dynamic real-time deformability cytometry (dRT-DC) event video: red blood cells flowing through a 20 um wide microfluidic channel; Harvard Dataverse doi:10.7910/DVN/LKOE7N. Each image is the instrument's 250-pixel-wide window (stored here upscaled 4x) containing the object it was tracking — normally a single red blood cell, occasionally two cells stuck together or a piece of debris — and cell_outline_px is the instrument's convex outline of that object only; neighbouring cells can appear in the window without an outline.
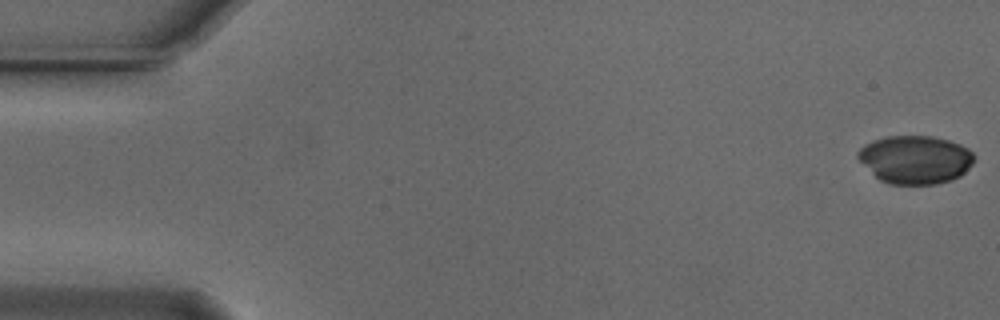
{"species": "Egyptian fruit bat (a non-hibernating species)", "species_latin": "Rousettus aegyptiacus", "temperature_condition": "cold", "stored_images_in_passage": 54, "camera_frame_rate_fps": 3000, "um_per_image_px": 0.085, "animal": {"sex": "male"}, "frame": {"image": 1, "passage_image": 1, "time_ms": 0.0, "image_size_px": [1000, 320], "cell_outline_px": [[976, 156], [972, 164], [960, 176], [952, 180], [936, 184], [892, 184], [880, 180], [856, 156], [856, 152], [864, 144], [872, 140], [888, 136], [932, 136], [948, 140], [960, 144], [968, 148]], "centroid_in_image_um": [77.81, 13.55], "position_along_channel_um": 7.2, "area_um2": 32.66}}
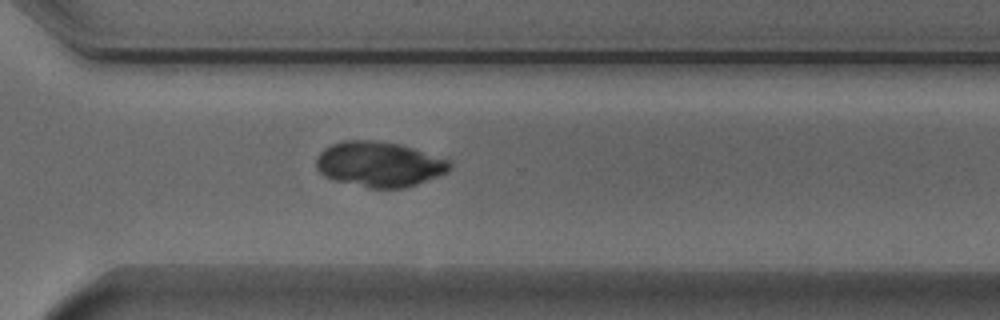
{"frame": {"image": 2, "passage_image": 39, "time_ms": 12.667, "image_size_px": [1000, 320], "cell_outline_px": [[452, 168], [448, 172], [416, 184], [404, 188], [368, 188], [332, 180], [324, 176], [316, 168], [316, 156], [324, 148], [332, 144], [344, 140], [368, 140], [400, 144], [452, 160]], "centroid_in_image_um": [32.23, 13.96], "position_along_channel_um": 338.4, "area_um2": 35.43}}
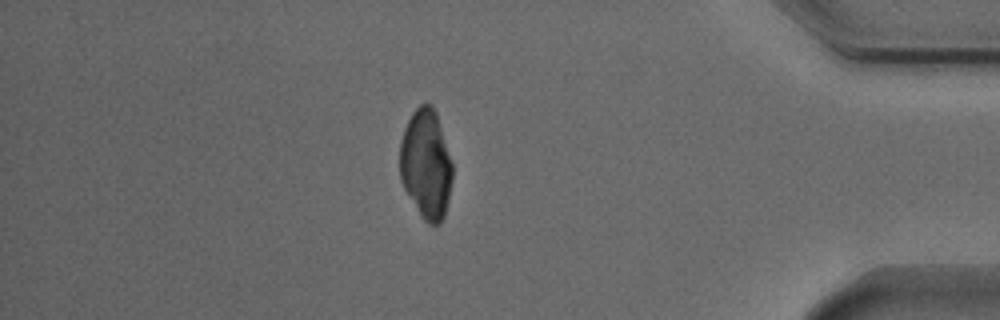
{"frame": {"image": 3, "passage_image": 47, "time_ms": 15.333, "image_size_px": [1000, 320], "cell_outline_px": [[452, 180], [444, 216], [440, 224], [428, 224], [424, 220], [404, 188], [400, 180], [400, 140], [404, 128], [412, 112], [420, 104], [432, 104], [436, 112], [452, 164]], "centroid_in_image_um": [36.2, 13.94], "position_along_channel_um": 399.0, "area_um2": 33.29}}